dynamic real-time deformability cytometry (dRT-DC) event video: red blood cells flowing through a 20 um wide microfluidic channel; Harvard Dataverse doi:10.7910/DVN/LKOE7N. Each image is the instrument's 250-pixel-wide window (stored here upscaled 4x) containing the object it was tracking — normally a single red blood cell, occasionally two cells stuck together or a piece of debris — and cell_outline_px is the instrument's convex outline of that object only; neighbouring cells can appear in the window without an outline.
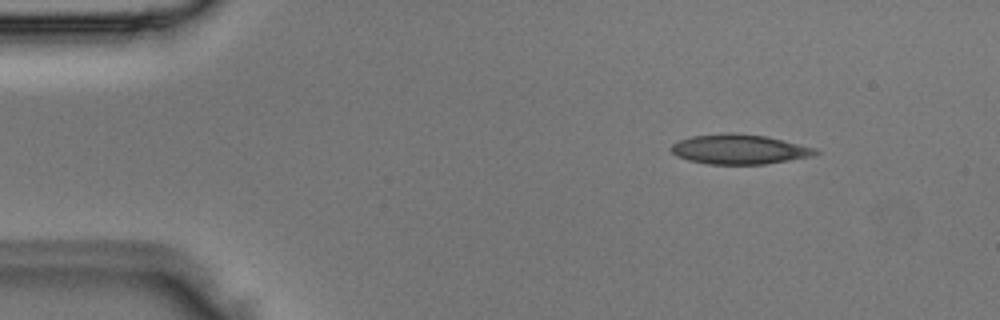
{"species": "Egyptian fruit bat (a non-hibernating species)", "species_latin": "Rousettus aegyptiacus", "temperature_condition": "room temperature", "stored_images_in_passage": 4, "camera_frame_rate_fps": 3000, "um_per_image_px": 0.085, "animal": {"sex": "male"}, "frame": {"image": 1, "passage_image": 1, "time_ms": 0.0, "image_size_px": [1000, 320], "cell_outline_px": [[820, 152], [816, 156], [764, 164], [708, 164], [688, 160], [676, 156], [668, 148], [672, 144], [680, 140], [692, 136], [728, 132], [732, 132], [768, 136], [816, 148]], "centroid_in_image_um": [62.86, 12.68], "position_along_channel_um": 22.1, "area_um2": 25.32}}